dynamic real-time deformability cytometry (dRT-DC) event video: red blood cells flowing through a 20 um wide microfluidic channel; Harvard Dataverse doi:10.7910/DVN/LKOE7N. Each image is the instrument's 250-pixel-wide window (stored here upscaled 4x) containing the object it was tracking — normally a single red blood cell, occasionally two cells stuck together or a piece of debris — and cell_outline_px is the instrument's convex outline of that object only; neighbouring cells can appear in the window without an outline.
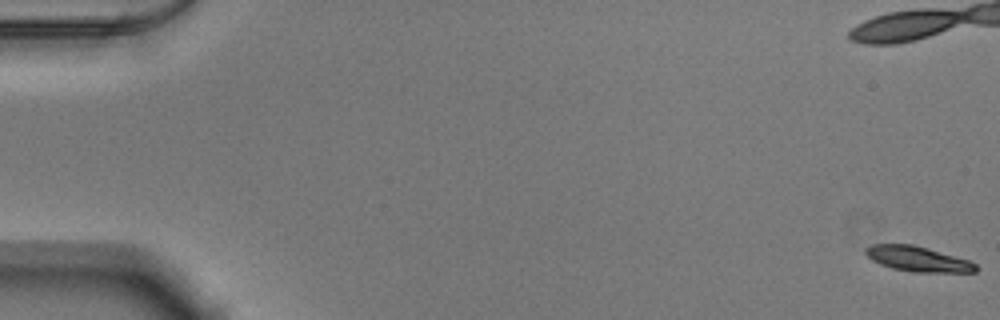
{"species": "Egyptian fruit bat (a non-hibernating species)", "species_latin": "Rousettus aegyptiacus", "temperature_condition": "warm", "stored_images_in_passage": 38, "camera_frame_rate_fps": 3000, "um_per_image_px": 0.085, "animal": {"sex": "male"}, "frame": {"image": 1, "passage_image": 1, "time_ms": 0.0, "image_size_px": [1000, 320], "cell_outline_px": [[980, 268], [976, 272], [912, 272], [892, 268], [880, 264], [872, 260], [864, 252], [864, 248], [872, 244], [912, 244], [928, 248], [968, 260], [976, 264]], "centroid_in_image_um": [78.01, 22.01], "position_along_channel_um": 7.0, "area_um2": 16.18}}